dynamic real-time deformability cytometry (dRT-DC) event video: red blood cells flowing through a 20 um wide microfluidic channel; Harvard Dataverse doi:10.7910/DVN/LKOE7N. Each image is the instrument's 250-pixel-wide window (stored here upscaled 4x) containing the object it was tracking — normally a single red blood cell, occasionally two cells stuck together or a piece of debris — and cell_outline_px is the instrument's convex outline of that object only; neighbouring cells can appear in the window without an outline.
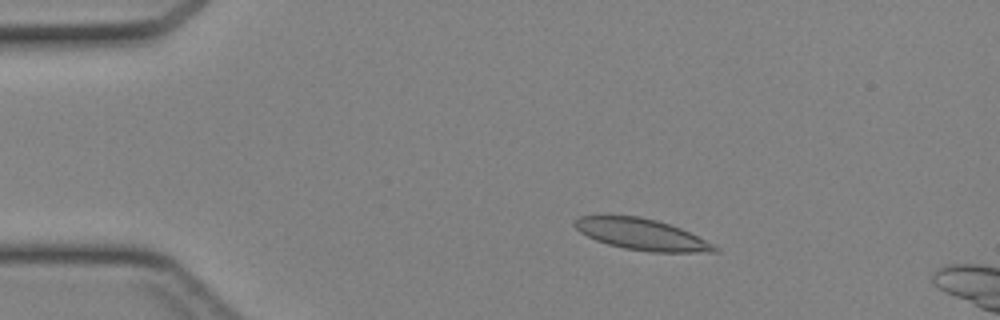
{"species": "Egyptian fruit bat (a non-hibernating species)", "species_latin": "Rousettus aegyptiacus", "temperature_condition": "cold", "stored_images_in_passage": 13, "camera_frame_rate_fps": 3000, "um_per_image_px": 0.085, "animal": {"sex": "female"}, "frame": {"image": 1, "passage_image": 8, "time_ms": 2.333, "image_size_px": [1000, 320], "cell_outline_px": [[720, 252], [652, 252], [624, 248], [608, 244], [596, 240], [580, 232], [572, 224], [580, 216], [640, 216], [656, 220], [680, 228], [720, 248]], "centroid_in_image_um": [54.54, 19.93], "position_along_channel_um": 30.5, "area_um2": 25.09}}